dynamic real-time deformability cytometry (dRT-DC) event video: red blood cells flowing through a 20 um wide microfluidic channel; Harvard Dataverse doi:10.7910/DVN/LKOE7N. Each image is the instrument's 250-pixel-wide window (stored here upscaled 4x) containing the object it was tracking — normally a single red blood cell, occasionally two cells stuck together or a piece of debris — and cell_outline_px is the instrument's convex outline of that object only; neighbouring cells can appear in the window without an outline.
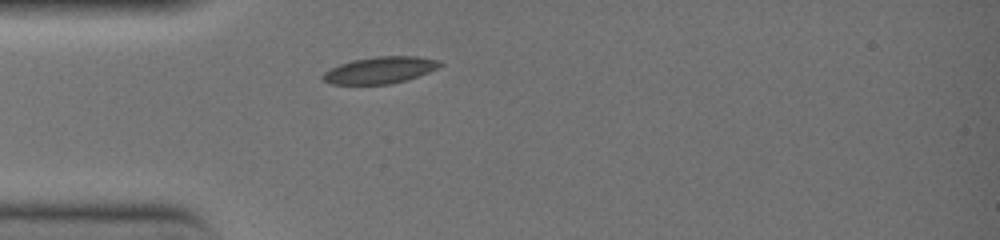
{"species": "common noctule bat (a hibernating species)", "species_latin": "Nyctalus noctula", "temperature_condition": "warm", "stored_images_in_passage": 5, "camera_frame_rate_fps": 3000, "um_per_image_px": 0.085, "animal": {"sex": "female", "body_mass_g": 19.0, "forearm_length_mm": 51.5}, "frame": {"image": 1, "passage_image": 1, "time_ms": 0.0, "image_size_px": [1000, 240], "cell_outline_px": [[444, 64], [428, 72], [408, 80], [388, 84], [332, 84], [324, 80], [320, 76], [324, 72], [340, 64], [352, 60], [376, 56], [416, 56], [440, 60]], "centroid_in_image_um": [32.32, 5.95], "position_along_channel_um": 52.7, "area_um2": 18.21}}